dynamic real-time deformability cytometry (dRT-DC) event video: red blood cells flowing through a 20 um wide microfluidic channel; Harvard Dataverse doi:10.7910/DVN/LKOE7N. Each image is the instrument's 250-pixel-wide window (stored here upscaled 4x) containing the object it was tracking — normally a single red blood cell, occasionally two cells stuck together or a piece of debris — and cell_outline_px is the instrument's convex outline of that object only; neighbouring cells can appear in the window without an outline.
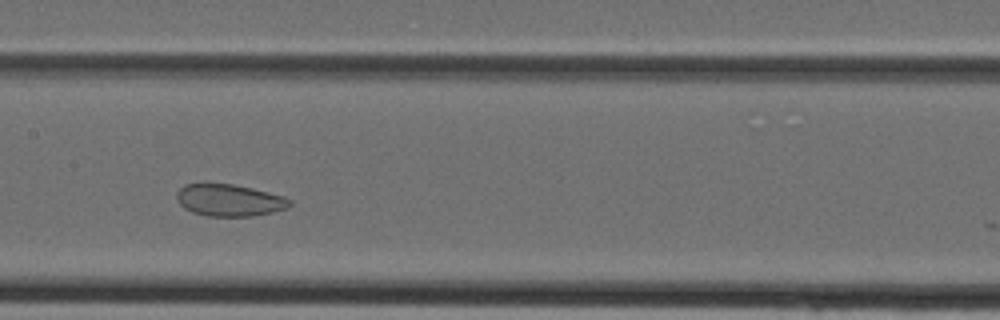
{"species": "Egyptian fruit bat (a non-hibernating species)", "species_latin": "Rousettus aegyptiacus", "temperature_condition": "cold", "stored_images_in_passage": 27, "camera_frame_rate_fps": 3000, "um_per_image_px": 0.085, "animal": {"sex": "female"}, "frame": {"image": 1, "passage_image": 14, "time_ms": 4.333, "image_size_px": [1000, 320], "cell_outline_px": [[292, 204], [288, 208], [272, 212], [252, 216], [208, 216], [192, 212], [184, 208], [176, 200], [176, 192], [184, 184], [200, 180], [208, 180], [232, 184], [252, 188], [284, 196], [292, 200]], "centroid_in_image_um": [19.42, 16.97], "position_along_channel_um": 188.0, "area_um2": 21.91}}
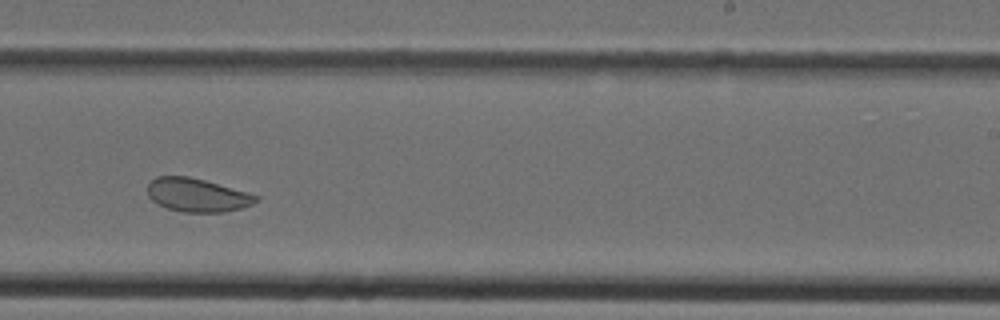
{"frame": {"image": 2, "passage_image": 19, "time_ms": 6.0, "image_size_px": [1000, 320], "cell_outline_px": [[260, 200], [252, 204], [240, 208], [224, 212], [184, 212], [168, 208], [156, 204], [148, 196], [148, 184], [156, 176], [188, 176], [204, 180], [248, 192], [260, 196]], "centroid_in_image_um": [16.77, 16.58], "position_along_channel_um": 272.2, "area_um2": 21.15}}
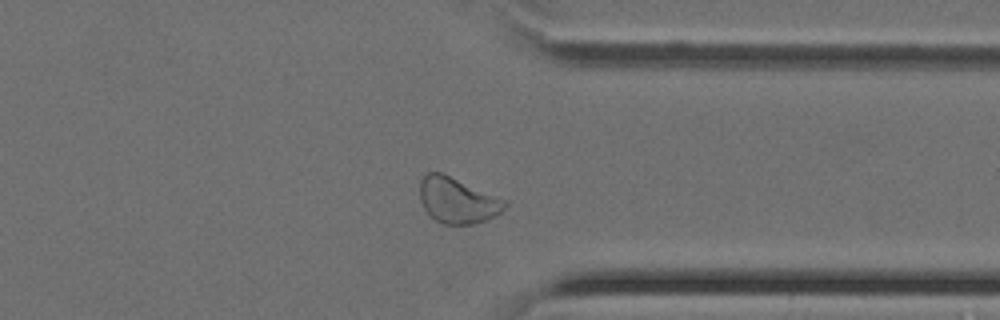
{"frame": {"image": 3, "passage_image": 25, "time_ms": 8.0, "image_size_px": [1000, 320], "cell_outline_px": [[508, 204], [496, 216], [472, 224], [440, 224], [424, 208], [420, 200], [420, 180], [428, 172], [440, 172], [508, 200]], "centroid_in_image_um": [38.89, 17.03], "position_along_channel_um": 372.5, "area_um2": 22.54}}